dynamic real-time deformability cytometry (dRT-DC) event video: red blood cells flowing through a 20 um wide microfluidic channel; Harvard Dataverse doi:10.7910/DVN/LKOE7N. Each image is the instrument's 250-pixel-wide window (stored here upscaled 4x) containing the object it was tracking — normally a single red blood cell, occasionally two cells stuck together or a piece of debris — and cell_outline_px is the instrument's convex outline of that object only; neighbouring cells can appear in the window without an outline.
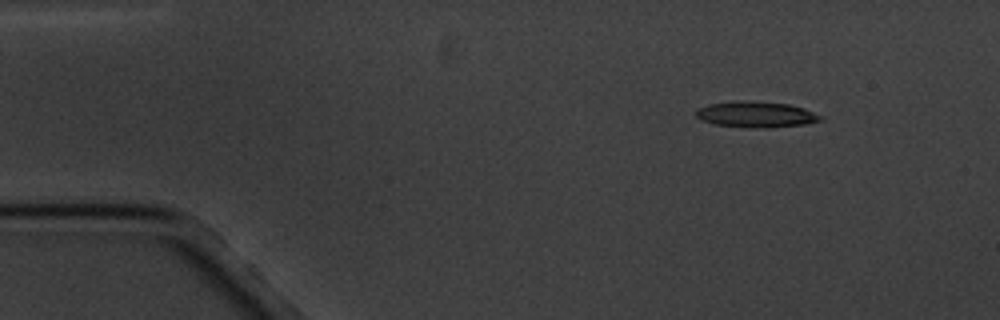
{"species": "common noctule bat (a hibernating species)", "species_latin": "Nyctalus noctula", "temperature_condition": "cold", "stored_images_in_passage": 10, "camera_frame_rate_fps": 3000, "um_per_image_px": 0.085, "animal": {"sex": "male", "body_mass_g": 20.1, "forearm_length_mm": 53.5}, "frame": {"image": 1, "passage_image": 2, "time_ms": 1.0, "image_size_px": [1000, 320], "cell_outline_px": [[824, 120], [808, 124], [768, 128], [756, 128], [716, 124], [704, 120], [696, 116], [696, 108], [708, 104], [788, 104], [804, 108], [824, 116]], "centroid_in_image_um": [64.39, 9.79], "position_along_channel_um": 20.6, "area_um2": 17.69}}
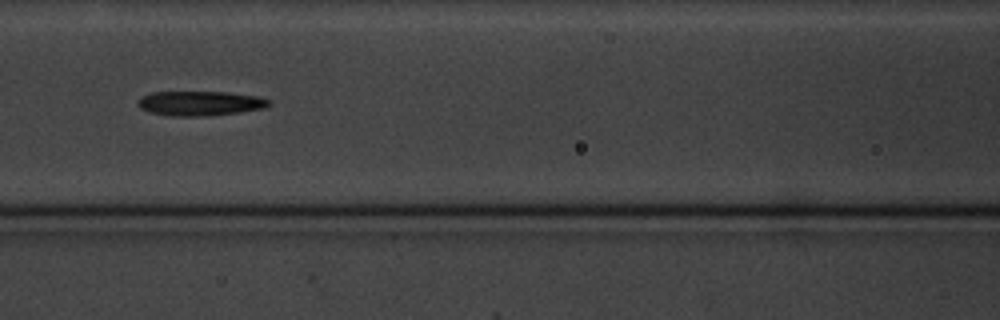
{"frame": {"image": 2, "passage_image": 7, "time_ms": 7.0, "image_size_px": [1000, 320], "cell_outline_px": [[272, 104], [264, 108], [240, 112], [208, 116], [172, 116], [152, 112], [140, 108], [136, 104], [136, 100], [140, 96], [152, 92], [228, 92], [256, 96], [272, 100]], "centroid_in_image_um": [17.0, 8.78], "position_along_channel_um": 149.6, "area_um2": 18.96}}
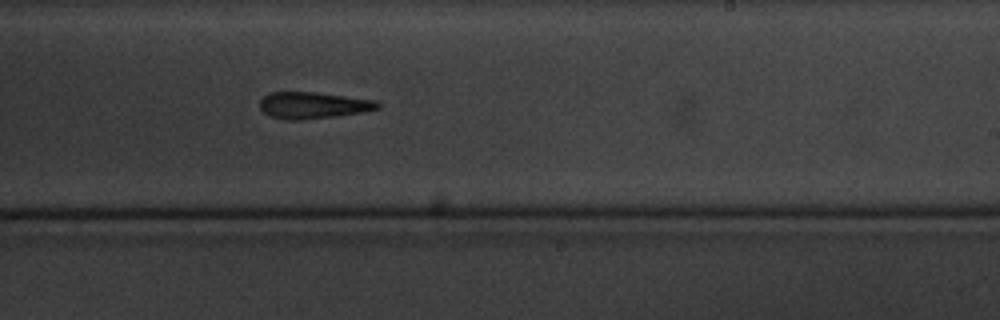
{"frame": {"image": 3, "passage_image": 10, "time_ms": 10.333, "image_size_px": [1000, 320], "cell_outline_px": [[380, 108], [360, 112], [336, 116], [300, 120], [284, 120], [268, 116], [260, 108], [260, 100], [268, 92], [316, 92], [376, 100], [380, 104]], "centroid_in_image_um": [26.57, 8.95], "position_along_channel_um": 262.4, "area_um2": 18.32}}